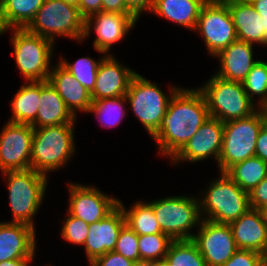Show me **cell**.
Instances as JSON below:
<instances>
[{
	"instance_id": "cell-1",
	"label": "cell",
	"mask_w": 267,
	"mask_h": 266,
	"mask_svg": "<svg viewBox=\"0 0 267 266\" xmlns=\"http://www.w3.org/2000/svg\"><path fill=\"white\" fill-rule=\"evenodd\" d=\"M209 117L198 87H180L170 99L158 131L151 137L157 143L158 154L172 159Z\"/></svg>"
},
{
	"instance_id": "cell-2",
	"label": "cell",
	"mask_w": 267,
	"mask_h": 266,
	"mask_svg": "<svg viewBox=\"0 0 267 266\" xmlns=\"http://www.w3.org/2000/svg\"><path fill=\"white\" fill-rule=\"evenodd\" d=\"M75 124L34 128L30 168L48 177L76 154Z\"/></svg>"
},
{
	"instance_id": "cell-3",
	"label": "cell",
	"mask_w": 267,
	"mask_h": 266,
	"mask_svg": "<svg viewBox=\"0 0 267 266\" xmlns=\"http://www.w3.org/2000/svg\"><path fill=\"white\" fill-rule=\"evenodd\" d=\"M7 179L9 204L12 220L8 222L23 223L33 228L47 190L49 177L33 169L2 172Z\"/></svg>"
},
{
	"instance_id": "cell-4",
	"label": "cell",
	"mask_w": 267,
	"mask_h": 266,
	"mask_svg": "<svg viewBox=\"0 0 267 266\" xmlns=\"http://www.w3.org/2000/svg\"><path fill=\"white\" fill-rule=\"evenodd\" d=\"M219 174L200 193V213L202 219L230 224L251 208L249 195L225 173Z\"/></svg>"
},
{
	"instance_id": "cell-5",
	"label": "cell",
	"mask_w": 267,
	"mask_h": 266,
	"mask_svg": "<svg viewBox=\"0 0 267 266\" xmlns=\"http://www.w3.org/2000/svg\"><path fill=\"white\" fill-rule=\"evenodd\" d=\"M85 21L78 7L63 0H45L25 29L47 38L54 44L57 36L82 42Z\"/></svg>"
},
{
	"instance_id": "cell-6",
	"label": "cell",
	"mask_w": 267,
	"mask_h": 266,
	"mask_svg": "<svg viewBox=\"0 0 267 266\" xmlns=\"http://www.w3.org/2000/svg\"><path fill=\"white\" fill-rule=\"evenodd\" d=\"M266 116V109L258 108L245 118L224 122L219 172L225 173L234 164L255 156L257 138Z\"/></svg>"
},
{
	"instance_id": "cell-7",
	"label": "cell",
	"mask_w": 267,
	"mask_h": 266,
	"mask_svg": "<svg viewBox=\"0 0 267 266\" xmlns=\"http://www.w3.org/2000/svg\"><path fill=\"white\" fill-rule=\"evenodd\" d=\"M13 46V57L20 74L26 82L48 81L52 69L51 62L55 44L42 36L32 34L26 29H9Z\"/></svg>"
},
{
	"instance_id": "cell-8",
	"label": "cell",
	"mask_w": 267,
	"mask_h": 266,
	"mask_svg": "<svg viewBox=\"0 0 267 266\" xmlns=\"http://www.w3.org/2000/svg\"><path fill=\"white\" fill-rule=\"evenodd\" d=\"M198 89L205 98L210 117L222 122L245 118L259 108L248 97L242 83L227 81L215 74Z\"/></svg>"
},
{
	"instance_id": "cell-9",
	"label": "cell",
	"mask_w": 267,
	"mask_h": 266,
	"mask_svg": "<svg viewBox=\"0 0 267 266\" xmlns=\"http://www.w3.org/2000/svg\"><path fill=\"white\" fill-rule=\"evenodd\" d=\"M178 89L179 87L170 85V92L165 94L159 84L151 82L139 73L131 79L125 94L127 102L151 137L158 131L169 101Z\"/></svg>"
},
{
	"instance_id": "cell-10",
	"label": "cell",
	"mask_w": 267,
	"mask_h": 266,
	"mask_svg": "<svg viewBox=\"0 0 267 266\" xmlns=\"http://www.w3.org/2000/svg\"><path fill=\"white\" fill-rule=\"evenodd\" d=\"M161 231L172 240L192 239L191 229L199 227L202 220L200 202L195 196H167L148 202Z\"/></svg>"
},
{
	"instance_id": "cell-11",
	"label": "cell",
	"mask_w": 267,
	"mask_h": 266,
	"mask_svg": "<svg viewBox=\"0 0 267 266\" xmlns=\"http://www.w3.org/2000/svg\"><path fill=\"white\" fill-rule=\"evenodd\" d=\"M194 32L204 39L212 57L237 40L231 13L223 0H207L200 10Z\"/></svg>"
},
{
	"instance_id": "cell-12",
	"label": "cell",
	"mask_w": 267,
	"mask_h": 266,
	"mask_svg": "<svg viewBox=\"0 0 267 266\" xmlns=\"http://www.w3.org/2000/svg\"><path fill=\"white\" fill-rule=\"evenodd\" d=\"M34 128L7 121L0 132V171L30 169Z\"/></svg>"
},
{
	"instance_id": "cell-13",
	"label": "cell",
	"mask_w": 267,
	"mask_h": 266,
	"mask_svg": "<svg viewBox=\"0 0 267 266\" xmlns=\"http://www.w3.org/2000/svg\"><path fill=\"white\" fill-rule=\"evenodd\" d=\"M139 18L134 13H114L101 11L89 16L85 21L83 40L88 38L94 29L96 37L93 41L95 50L104 55H110L113 44L125 38L135 27Z\"/></svg>"
},
{
	"instance_id": "cell-14",
	"label": "cell",
	"mask_w": 267,
	"mask_h": 266,
	"mask_svg": "<svg viewBox=\"0 0 267 266\" xmlns=\"http://www.w3.org/2000/svg\"><path fill=\"white\" fill-rule=\"evenodd\" d=\"M192 240L207 266H222L238 250L229 224L202 219Z\"/></svg>"
},
{
	"instance_id": "cell-15",
	"label": "cell",
	"mask_w": 267,
	"mask_h": 266,
	"mask_svg": "<svg viewBox=\"0 0 267 266\" xmlns=\"http://www.w3.org/2000/svg\"><path fill=\"white\" fill-rule=\"evenodd\" d=\"M69 202L67 212L88 224L102 220L117 206L119 199L110 197L100 189L77 183H68Z\"/></svg>"
},
{
	"instance_id": "cell-16",
	"label": "cell",
	"mask_w": 267,
	"mask_h": 266,
	"mask_svg": "<svg viewBox=\"0 0 267 266\" xmlns=\"http://www.w3.org/2000/svg\"><path fill=\"white\" fill-rule=\"evenodd\" d=\"M224 122L209 117L185 146L171 159L172 164L200 162L207 158L218 160L223 145Z\"/></svg>"
},
{
	"instance_id": "cell-17",
	"label": "cell",
	"mask_w": 267,
	"mask_h": 266,
	"mask_svg": "<svg viewBox=\"0 0 267 266\" xmlns=\"http://www.w3.org/2000/svg\"><path fill=\"white\" fill-rule=\"evenodd\" d=\"M125 224V216L119 205L102 220L90 224L83 245L89 263L115 249L119 232Z\"/></svg>"
},
{
	"instance_id": "cell-18",
	"label": "cell",
	"mask_w": 267,
	"mask_h": 266,
	"mask_svg": "<svg viewBox=\"0 0 267 266\" xmlns=\"http://www.w3.org/2000/svg\"><path fill=\"white\" fill-rule=\"evenodd\" d=\"M136 73L128 66L120 64L113 54L106 55L98 66L95 87L91 92L92 101L124 96Z\"/></svg>"
},
{
	"instance_id": "cell-19",
	"label": "cell",
	"mask_w": 267,
	"mask_h": 266,
	"mask_svg": "<svg viewBox=\"0 0 267 266\" xmlns=\"http://www.w3.org/2000/svg\"><path fill=\"white\" fill-rule=\"evenodd\" d=\"M36 248L35 228L23 223L0 222V262L34 258Z\"/></svg>"
},
{
	"instance_id": "cell-20",
	"label": "cell",
	"mask_w": 267,
	"mask_h": 266,
	"mask_svg": "<svg viewBox=\"0 0 267 266\" xmlns=\"http://www.w3.org/2000/svg\"><path fill=\"white\" fill-rule=\"evenodd\" d=\"M253 47V44L237 39L228 47L220 50L214 56L219 60L220 68L213 74L227 81L242 83L259 61L253 58Z\"/></svg>"
},
{
	"instance_id": "cell-21",
	"label": "cell",
	"mask_w": 267,
	"mask_h": 266,
	"mask_svg": "<svg viewBox=\"0 0 267 266\" xmlns=\"http://www.w3.org/2000/svg\"><path fill=\"white\" fill-rule=\"evenodd\" d=\"M231 13L237 39L267 46V20H263L251 3L223 0Z\"/></svg>"
},
{
	"instance_id": "cell-22",
	"label": "cell",
	"mask_w": 267,
	"mask_h": 266,
	"mask_svg": "<svg viewBox=\"0 0 267 266\" xmlns=\"http://www.w3.org/2000/svg\"><path fill=\"white\" fill-rule=\"evenodd\" d=\"M48 81L75 118H77V112L87 113L89 111L93 103L91 93L59 61L52 66Z\"/></svg>"
},
{
	"instance_id": "cell-23",
	"label": "cell",
	"mask_w": 267,
	"mask_h": 266,
	"mask_svg": "<svg viewBox=\"0 0 267 266\" xmlns=\"http://www.w3.org/2000/svg\"><path fill=\"white\" fill-rule=\"evenodd\" d=\"M229 225L237 249L262 253L267 247V221L261 210L250 208Z\"/></svg>"
},
{
	"instance_id": "cell-24",
	"label": "cell",
	"mask_w": 267,
	"mask_h": 266,
	"mask_svg": "<svg viewBox=\"0 0 267 266\" xmlns=\"http://www.w3.org/2000/svg\"><path fill=\"white\" fill-rule=\"evenodd\" d=\"M76 120L49 81H40L39 109L36 120L31 126L42 128L53 125L76 124Z\"/></svg>"
},
{
	"instance_id": "cell-25",
	"label": "cell",
	"mask_w": 267,
	"mask_h": 266,
	"mask_svg": "<svg viewBox=\"0 0 267 266\" xmlns=\"http://www.w3.org/2000/svg\"><path fill=\"white\" fill-rule=\"evenodd\" d=\"M207 0H155L150 13L195 30L200 10Z\"/></svg>"
},
{
	"instance_id": "cell-26",
	"label": "cell",
	"mask_w": 267,
	"mask_h": 266,
	"mask_svg": "<svg viewBox=\"0 0 267 266\" xmlns=\"http://www.w3.org/2000/svg\"><path fill=\"white\" fill-rule=\"evenodd\" d=\"M45 0H0V32L25 29Z\"/></svg>"
},
{
	"instance_id": "cell-27",
	"label": "cell",
	"mask_w": 267,
	"mask_h": 266,
	"mask_svg": "<svg viewBox=\"0 0 267 266\" xmlns=\"http://www.w3.org/2000/svg\"><path fill=\"white\" fill-rule=\"evenodd\" d=\"M40 102V81L25 82L10 101L12 123L32 124L36 120Z\"/></svg>"
},
{
	"instance_id": "cell-28",
	"label": "cell",
	"mask_w": 267,
	"mask_h": 266,
	"mask_svg": "<svg viewBox=\"0 0 267 266\" xmlns=\"http://www.w3.org/2000/svg\"><path fill=\"white\" fill-rule=\"evenodd\" d=\"M225 174L242 190L249 193L267 177V163L261 158L254 156L234 164Z\"/></svg>"
},
{
	"instance_id": "cell-29",
	"label": "cell",
	"mask_w": 267,
	"mask_h": 266,
	"mask_svg": "<svg viewBox=\"0 0 267 266\" xmlns=\"http://www.w3.org/2000/svg\"><path fill=\"white\" fill-rule=\"evenodd\" d=\"M118 205L123 210L126 225H128L137 235H147L163 233L156 220L152 206L148 202L137 201L127 209L122 201Z\"/></svg>"
},
{
	"instance_id": "cell-30",
	"label": "cell",
	"mask_w": 267,
	"mask_h": 266,
	"mask_svg": "<svg viewBox=\"0 0 267 266\" xmlns=\"http://www.w3.org/2000/svg\"><path fill=\"white\" fill-rule=\"evenodd\" d=\"M128 103L126 96L104 98L93 101L87 113H93L101 126L112 128L121 123L125 118L126 108L124 105Z\"/></svg>"
},
{
	"instance_id": "cell-31",
	"label": "cell",
	"mask_w": 267,
	"mask_h": 266,
	"mask_svg": "<svg viewBox=\"0 0 267 266\" xmlns=\"http://www.w3.org/2000/svg\"><path fill=\"white\" fill-rule=\"evenodd\" d=\"M163 262L166 266H207L192 239L173 240Z\"/></svg>"
},
{
	"instance_id": "cell-32",
	"label": "cell",
	"mask_w": 267,
	"mask_h": 266,
	"mask_svg": "<svg viewBox=\"0 0 267 266\" xmlns=\"http://www.w3.org/2000/svg\"><path fill=\"white\" fill-rule=\"evenodd\" d=\"M248 97L255 103L258 102L259 108H267V61L259 60L251 69L242 82ZM259 99H254L256 96Z\"/></svg>"
},
{
	"instance_id": "cell-33",
	"label": "cell",
	"mask_w": 267,
	"mask_h": 266,
	"mask_svg": "<svg viewBox=\"0 0 267 266\" xmlns=\"http://www.w3.org/2000/svg\"><path fill=\"white\" fill-rule=\"evenodd\" d=\"M172 241L164 233L138 235L140 262H163Z\"/></svg>"
},
{
	"instance_id": "cell-34",
	"label": "cell",
	"mask_w": 267,
	"mask_h": 266,
	"mask_svg": "<svg viewBox=\"0 0 267 266\" xmlns=\"http://www.w3.org/2000/svg\"><path fill=\"white\" fill-rule=\"evenodd\" d=\"M105 56L102 57L101 55V58L97 61L91 57H81L74 63H69L67 59L61 56L58 61L91 93L95 87L98 66Z\"/></svg>"
},
{
	"instance_id": "cell-35",
	"label": "cell",
	"mask_w": 267,
	"mask_h": 266,
	"mask_svg": "<svg viewBox=\"0 0 267 266\" xmlns=\"http://www.w3.org/2000/svg\"><path fill=\"white\" fill-rule=\"evenodd\" d=\"M66 213L67 216L60 231L61 236L66 242L81 245L83 247L90 224L70 215L68 212Z\"/></svg>"
},
{
	"instance_id": "cell-36",
	"label": "cell",
	"mask_w": 267,
	"mask_h": 266,
	"mask_svg": "<svg viewBox=\"0 0 267 266\" xmlns=\"http://www.w3.org/2000/svg\"><path fill=\"white\" fill-rule=\"evenodd\" d=\"M136 264L140 263L138 235L128 226L124 225L119 232L115 249L113 250Z\"/></svg>"
},
{
	"instance_id": "cell-37",
	"label": "cell",
	"mask_w": 267,
	"mask_h": 266,
	"mask_svg": "<svg viewBox=\"0 0 267 266\" xmlns=\"http://www.w3.org/2000/svg\"><path fill=\"white\" fill-rule=\"evenodd\" d=\"M260 264L261 253L238 249L222 266H259Z\"/></svg>"
},
{
	"instance_id": "cell-38",
	"label": "cell",
	"mask_w": 267,
	"mask_h": 266,
	"mask_svg": "<svg viewBox=\"0 0 267 266\" xmlns=\"http://www.w3.org/2000/svg\"><path fill=\"white\" fill-rule=\"evenodd\" d=\"M89 266H136V263L115 251L93 259Z\"/></svg>"
},
{
	"instance_id": "cell-39",
	"label": "cell",
	"mask_w": 267,
	"mask_h": 266,
	"mask_svg": "<svg viewBox=\"0 0 267 266\" xmlns=\"http://www.w3.org/2000/svg\"><path fill=\"white\" fill-rule=\"evenodd\" d=\"M249 203L252 209L261 210L267 205V177H265L249 193Z\"/></svg>"
},
{
	"instance_id": "cell-40",
	"label": "cell",
	"mask_w": 267,
	"mask_h": 266,
	"mask_svg": "<svg viewBox=\"0 0 267 266\" xmlns=\"http://www.w3.org/2000/svg\"><path fill=\"white\" fill-rule=\"evenodd\" d=\"M255 156L267 163V116L257 138Z\"/></svg>"
},
{
	"instance_id": "cell-41",
	"label": "cell",
	"mask_w": 267,
	"mask_h": 266,
	"mask_svg": "<svg viewBox=\"0 0 267 266\" xmlns=\"http://www.w3.org/2000/svg\"><path fill=\"white\" fill-rule=\"evenodd\" d=\"M126 6L139 18L142 12H151L155 0H124Z\"/></svg>"
},
{
	"instance_id": "cell-42",
	"label": "cell",
	"mask_w": 267,
	"mask_h": 266,
	"mask_svg": "<svg viewBox=\"0 0 267 266\" xmlns=\"http://www.w3.org/2000/svg\"><path fill=\"white\" fill-rule=\"evenodd\" d=\"M78 8L82 16L87 19L102 11V0H79Z\"/></svg>"
},
{
	"instance_id": "cell-43",
	"label": "cell",
	"mask_w": 267,
	"mask_h": 266,
	"mask_svg": "<svg viewBox=\"0 0 267 266\" xmlns=\"http://www.w3.org/2000/svg\"><path fill=\"white\" fill-rule=\"evenodd\" d=\"M102 11L114 13H133L124 0H102Z\"/></svg>"
},
{
	"instance_id": "cell-44",
	"label": "cell",
	"mask_w": 267,
	"mask_h": 266,
	"mask_svg": "<svg viewBox=\"0 0 267 266\" xmlns=\"http://www.w3.org/2000/svg\"><path fill=\"white\" fill-rule=\"evenodd\" d=\"M32 261L34 262V258H20V259L6 260L0 262V266H31L30 263H32ZM48 266L51 265L48 264Z\"/></svg>"
},
{
	"instance_id": "cell-45",
	"label": "cell",
	"mask_w": 267,
	"mask_h": 266,
	"mask_svg": "<svg viewBox=\"0 0 267 266\" xmlns=\"http://www.w3.org/2000/svg\"><path fill=\"white\" fill-rule=\"evenodd\" d=\"M251 4L261 18H263V20H267V0H254Z\"/></svg>"
},
{
	"instance_id": "cell-46",
	"label": "cell",
	"mask_w": 267,
	"mask_h": 266,
	"mask_svg": "<svg viewBox=\"0 0 267 266\" xmlns=\"http://www.w3.org/2000/svg\"><path fill=\"white\" fill-rule=\"evenodd\" d=\"M261 263L267 266V247L261 253Z\"/></svg>"
},
{
	"instance_id": "cell-47",
	"label": "cell",
	"mask_w": 267,
	"mask_h": 266,
	"mask_svg": "<svg viewBox=\"0 0 267 266\" xmlns=\"http://www.w3.org/2000/svg\"><path fill=\"white\" fill-rule=\"evenodd\" d=\"M136 266H155V262H140Z\"/></svg>"
},
{
	"instance_id": "cell-48",
	"label": "cell",
	"mask_w": 267,
	"mask_h": 266,
	"mask_svg": "<svg viewBox=\"0 0 267 266\" xmlns=\"http://www.w3.org/2000/svg\"><path fill=\"white\" fill-rule=\"evenodd\" d=\"M65 3H68V4H71V5H74L76 7H78V4H79V0H63Z\"/></svg>"
},
{
	"instance_id": "cell-49",
	"label": "cell",
	"mask_w": 267,
	"mask_h": 266,
	"mask_svg": "<svg viewBox=\"0 0 267 266\" xmlns=\"http://www.w3.org/2000/svg\"><path fill=\"white\" fill-rule=\"evenodd\" d=\"M261 211H262V213H263L264 218H265L266 221H267V205H266L264 208H262Z\"/></svg>"
},
{
	"instance_id": "cell-50",
	"label": "cell",
	"mask_w": 267,
	"mask_h": 266,
	"mask_svg": "<svg viewBox=\"0 0 267 266\" xmlns=\"http://www.w3.org/2000/svg\"><path fill=\"white\" fill-rule=\"evenodd\" d=\"M155 266H166L164 262H155Z\"/></svg>"
},
{
	"instance_id": "cell-51",
	"label": "cell",
	"mask_w": 267,
	"mask_h": 266,
	"mask_svg": "<svg viewBox=\"0 0 267 266\" xmlns=\"http://www.w3.org/2000/svg\"><path fill=\"white\" fill-rule=\"evenodd\" d=\"M236 1H239V2H246V3H251V2H253L254 0H236Z\"/></svg>"
}]
</instances>
